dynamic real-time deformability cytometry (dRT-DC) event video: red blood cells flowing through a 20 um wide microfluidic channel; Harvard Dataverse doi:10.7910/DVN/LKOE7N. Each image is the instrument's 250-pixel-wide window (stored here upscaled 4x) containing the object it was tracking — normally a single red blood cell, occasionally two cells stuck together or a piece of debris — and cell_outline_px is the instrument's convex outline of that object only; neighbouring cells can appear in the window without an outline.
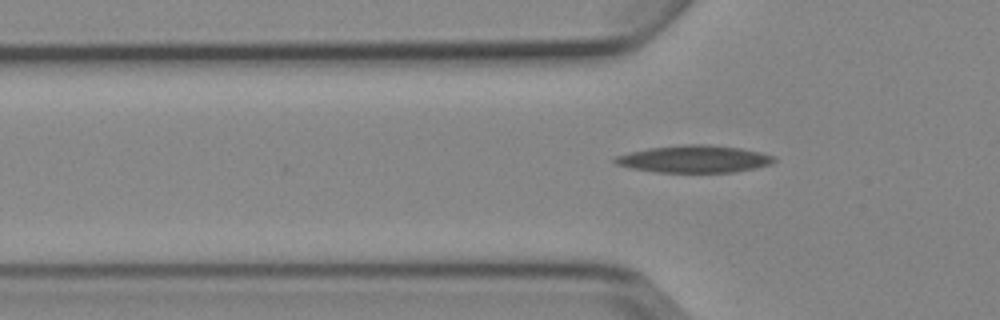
{"species": "Egyptian fruit bat (a non-hibernating species)", "species_latin": "Rousettus aegyptiacus", "temperature_condition": "cold", "stored_images_in_passage": 7, "segment_of_instrument_passage": [2, 2], "camera_frame_rate_fps": 3000, "um_per_image_px": 0.085, "animal": {"sex": "female"}, "frame": {"image": 1, "passage_image": 7, "time_ms": 7.0, "image_size_px": [1000, 320], "cell_outline_px": [[776, 160], [772, 164], [756, 168], [732, 172], [656, 172], [632, 168], [616, 164], [612, 160], [616, 156], [628, 152], [648, 148], [684, 144], [708, 144], [740, 148], [760, 152], [772, 156]], "centroid_in_image_um": [58.99, 13.51], "position_along_channel_um": 66.8, "area_um2": 25.26}}